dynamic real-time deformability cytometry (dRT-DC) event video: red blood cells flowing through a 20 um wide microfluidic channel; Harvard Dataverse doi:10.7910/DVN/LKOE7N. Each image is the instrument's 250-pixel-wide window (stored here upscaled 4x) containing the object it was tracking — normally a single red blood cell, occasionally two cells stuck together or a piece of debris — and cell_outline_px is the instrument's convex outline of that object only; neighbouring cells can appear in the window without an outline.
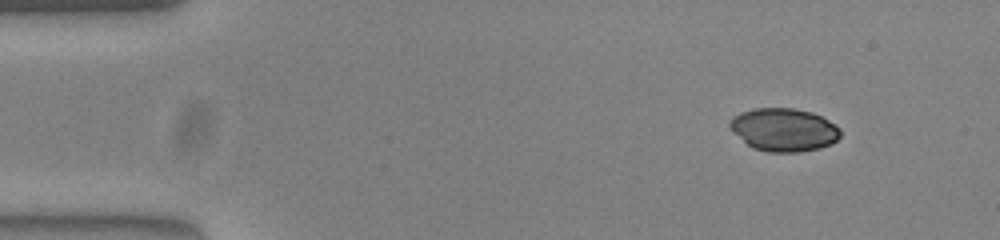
{"species": "common noctule bat (a hibernating species)", "species_latin": "Nyctalus noctula", "temperature_condition": "warm", "stored_images_in_passage": 48, "camera_frame_rate_fps": 3000, "um_per_image_px": 0.085, "animal": {"sex": "female", "body_mass_g": 23.0, "forearm_length_mm": 53.4}, "frame": {"image": 1, "passage_image": 1, "time_ms": 0.0, "image_size_px": [1000, 240], "cell_outline_px": [[840, 136], [832, 144], [820, 148], [800, 152], [768, 152], [752, 148], [728, 124], [728, 120], [732, 116], [740, 112], [756, 108], [792, 108], [812, 112], [836, 124], [840, 128]], "centroid_in_image_um": [66.65, 11.02], "position_along_channel_um": 18.4, "area_um2": 27.69}}
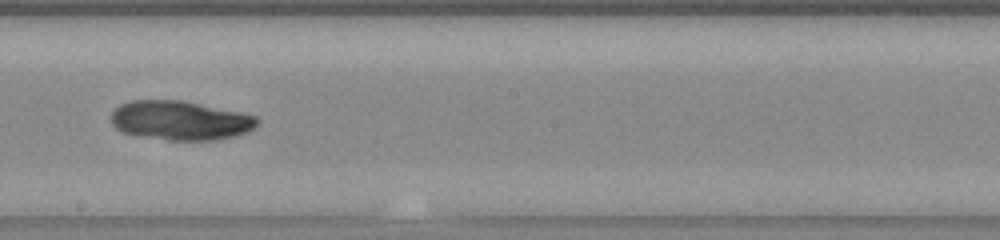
{"frame": {"image": 2, "passage_image": 25, "time_ms": 8.0, "image_size_px": [1000, 240], "cell_outline_px": [[260, 120], [248, 132], [216, 140], [168, 140], [132, 136], [120, 132], [112, 124], [112, 112], [120, 104], [132, 100], [180, 100], [240, 112], [256, 116]], "centroid_in_image_um": [15.27, 10.25], "position_along_channel_um": 232.9, "area_um2": 33.52}}
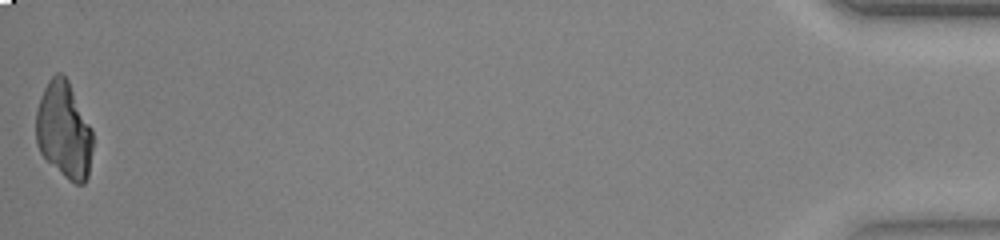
{"frame": {"image": 3, "passage_image": 48, "time_ms": 15.667, "image_size_px": [1000, 240], "cell_outline_px": [[92, 148], [88, 176], [84, 184], [76, 184], [68, 180], [40, 152], [36, 144], [36, 112], [40, 96], [48, 80], [56, 72], [60, 72], [68, 80], [92, 128]], "centroid_in_image_um": [5.43, 11.06], "position_along_channel_um": 429.8, "area_um2": 31.91}}